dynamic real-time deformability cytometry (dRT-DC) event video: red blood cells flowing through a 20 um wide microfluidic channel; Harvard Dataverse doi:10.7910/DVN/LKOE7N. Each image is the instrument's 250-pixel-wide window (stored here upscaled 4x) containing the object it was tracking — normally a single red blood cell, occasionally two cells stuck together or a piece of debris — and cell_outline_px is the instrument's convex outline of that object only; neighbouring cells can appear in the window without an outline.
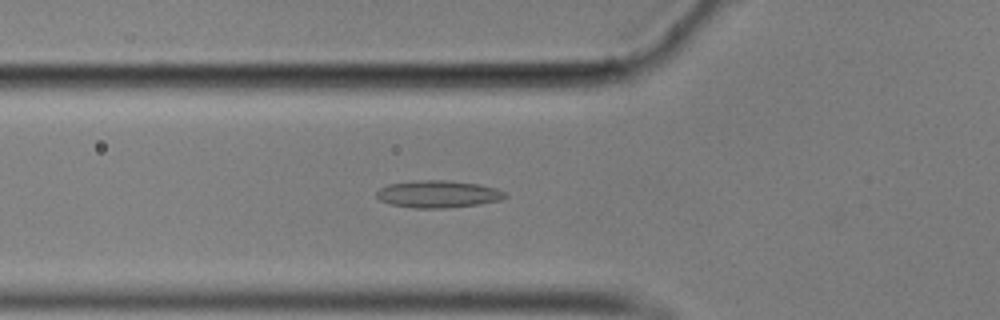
{"species": "common noctule bat (a hibernating species)", "species_latin": "Nyctalus noctula", "temperature_condition": "cold", "stored_images_in_passage": 57, "segment_of_instrument_passage": [1, 2], "camera_frame_rate_fps": 3000, "um_per_image_px": 0.085, "animal": {"sex": "male", "body_mass_g": 17.9}, "frame": {"image": 1, "passage_image": 20, "time_ms": 6.333, "image_size_px": [1000, 320], "cell_outline_px": [[508, 196], [500, 200], [480, 204], [448, 208], [416, 208], [388, 204], [380, 200], [376, 196], [376, 192], [380, 188], [388, 184], [420, 180], [444, 180], [480, 184], [496, 188], [508, 192]], "centroid_in_image_um": [37.26, 16.5], "position_along_channel_um": 88.5, "area_um2": 20.58}}
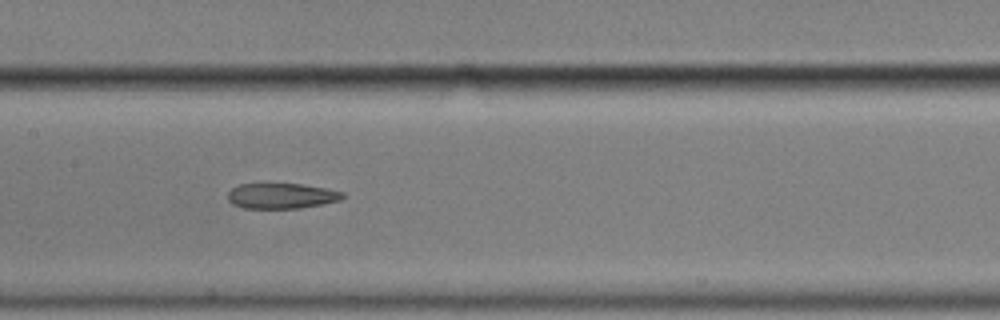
{"frame": {"image": 2, "passage_image": 28, "time_ms": 9.0, "image_size_px": [1000, 320], "cell_outline_px": [[344, 196], [340, 200], [300, 208], [244, 208], [232, 204], [228, 200], [228, 192], [232, 188], [240, 184], [300, 184], [324, 188], [344, 192]], "centroid_in_image_um": [23.9, 16.65], "position_along_channel_um": 183.5, "area_um2": 16.82}}
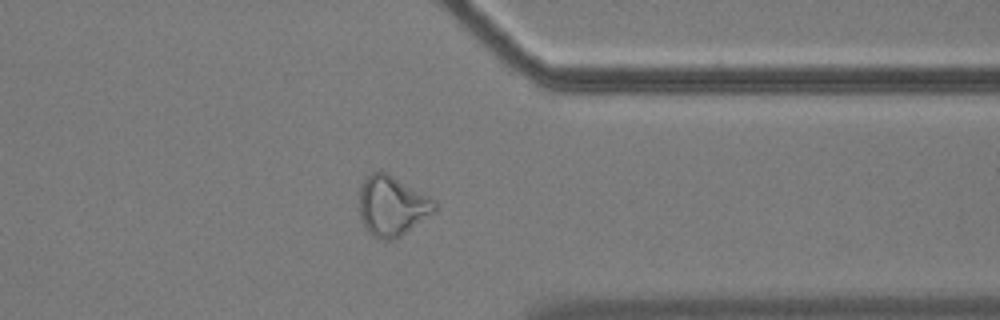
{"frame": {"image": 3, "passage_image": 45, "time_ms": 14.667, "image_size_px": [1000, 320], "cell_outline_px": [[436, 212], [400, 236], [392, 240], [384, 240], [372, 236], [364, 228], [360, 216], [360, 184], [364, 176], [372, 172], [384, 172], [392, 176], [436, 200]], "centroid_in_image_um": [33.31, 17.51], "position_along_channel_um": 378.1, "area_um2": 26.36}}